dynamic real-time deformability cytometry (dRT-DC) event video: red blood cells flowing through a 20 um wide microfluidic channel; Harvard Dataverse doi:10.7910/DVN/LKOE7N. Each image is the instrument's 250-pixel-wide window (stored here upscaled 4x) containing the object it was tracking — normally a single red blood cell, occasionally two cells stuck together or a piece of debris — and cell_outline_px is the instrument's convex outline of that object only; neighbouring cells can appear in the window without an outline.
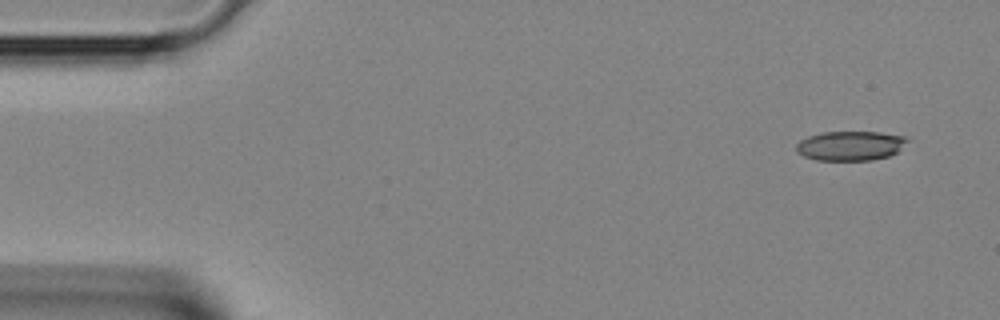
{"species": "Egyptian fruit bat (a non-hibernating species)", "species_latin": "Rousettus aegyptiacus", "temperature_condition": "room temperature", "stored_images_in_passage": 3, "segment_of_instrument_passage": [2, 2], "camera_frame_rate_fps": 3000, "um_per_image_px": 0.085, "animal": {"sex": "female"}, "frame": {"image": 1, "passage_image": 3, "time_ms": 0.667, "image_size_px": [1000, 320], "cell_outline_px": [[908, 140], [896, 152], [888, 156], [872, 160], [816, 160], [804, 156], [796, 152], [796, 144], [800, 140], [808, 136], [824, 132], [880, 132], [904, 136]], "centroid_in_image_um": [72.24, 12.39], "position_along_channel_um": 12.8, "area_um2": 18.96}}